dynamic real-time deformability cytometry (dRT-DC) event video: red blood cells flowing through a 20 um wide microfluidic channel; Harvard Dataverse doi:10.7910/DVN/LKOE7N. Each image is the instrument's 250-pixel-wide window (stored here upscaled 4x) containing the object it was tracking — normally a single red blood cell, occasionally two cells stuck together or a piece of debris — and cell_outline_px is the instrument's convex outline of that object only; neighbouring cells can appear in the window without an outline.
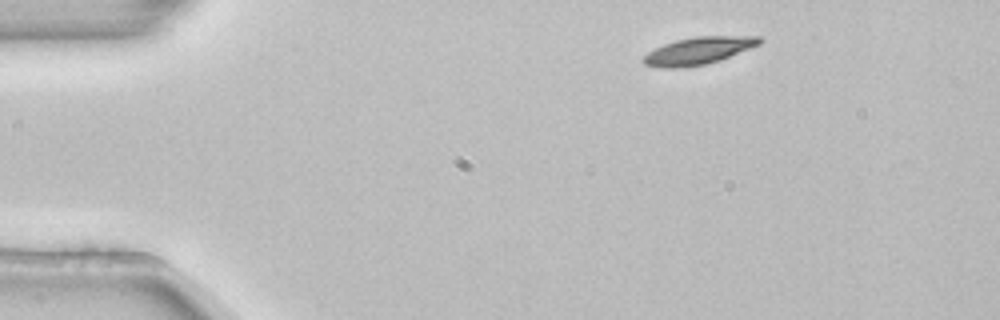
{"species": "common noctule bat (a hibernating species)", "species_latin": "Nyctalus noctula", "temperature_condition": "room temperature", "stored_images_in_passage": 2, "camera_frame_rate_fps": 3000, "um_per_image_px": 0.085, "animal": {"sex": "female", "body_mass_g": 22.7, "forearm_length_mm": 54.2}, "frame": {"image": 1, "passage_image": 1, "time_ms": 0.0, "image_size_px": [1000, 320], "cell_outline_px": [[764, 40], [760, 44], [720, 60], [704, 64], [676, 68], [668, 68], [644, 64], [640, 60], [648, 52], [664, 44], [676, 40], [696, 36], [760, 36]], "centroid_in_image_um": [59.38, 4.3], "position_along_channel_um": 25.6, "area_um2": 18.26}}